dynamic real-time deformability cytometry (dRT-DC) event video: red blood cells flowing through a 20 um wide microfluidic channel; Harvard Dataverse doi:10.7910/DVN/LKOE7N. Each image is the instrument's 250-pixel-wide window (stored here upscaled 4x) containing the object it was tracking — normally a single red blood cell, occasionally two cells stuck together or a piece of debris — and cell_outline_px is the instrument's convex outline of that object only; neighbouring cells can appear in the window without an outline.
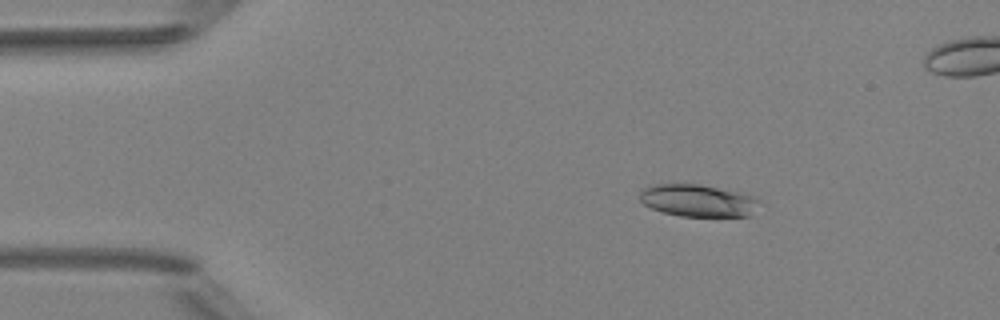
{"species": "Egyptian fruit bat (a non-hibernating species)", "species_latin": "Rousettus aegyptiacus", "temperature_condition": "room temperature", "stored_images_in_passage": 4, "camera_frame_rate_fps": 3000, "um_per_image_px": 0.085, "animal": {"sex": "female"}, "frame": {"image": 1, "passage_image": 1, "time_ms": 0.0, "image_size_px": [1000, 320], "cell_outline_px": [[760, 200], [752, 216], [680, 216], [664, 212], [652, 208], [644, 204], [640, 200], [640, 192], [644, 188], [652, 184], [700, 184], [740, 192], [752, 196]], "centroid_in_image_um": [59.33, 17.04], "position_along_channel_um": 25.7, "area_um2": 22.43}}